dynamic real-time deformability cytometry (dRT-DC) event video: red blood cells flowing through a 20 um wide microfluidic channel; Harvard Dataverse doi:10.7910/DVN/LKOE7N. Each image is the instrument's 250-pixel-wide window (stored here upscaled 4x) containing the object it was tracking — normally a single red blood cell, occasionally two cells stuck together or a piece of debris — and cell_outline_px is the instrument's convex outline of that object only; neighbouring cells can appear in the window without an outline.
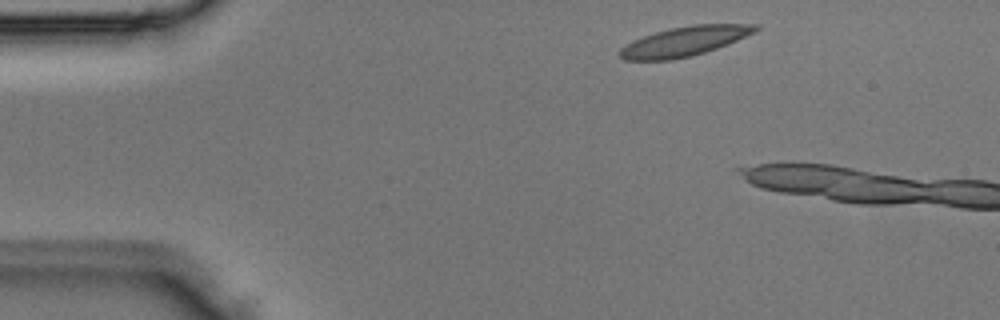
{"species": "Egyptian fruit bat (a non-hibernating species)", "species_latin": "Rousettus aegyptiacus", "temperature_condition": "room temperature", "stored_images_in_passage": 2, "camera_frame_rate_fps": 3000, "um_per_image_px": 0.085, "animal": {"sex": "male"}, "frame": {"image": 1, "passage_image": 1, "time_ms": 0.0, "image_size_px": [1000, 320], "cell_outline_px": [[760, 28], [728, 44], [692, 56], [672, 60], [624, 60], [620, 56], [620, 48], [632, 40], [656, 32], [672, 28], [692, 24], [760, 24]], "centroid_in_image_um": [58.16, 3.51], "position_along_channel_um": 26.8, "area_um2": 23.12}}